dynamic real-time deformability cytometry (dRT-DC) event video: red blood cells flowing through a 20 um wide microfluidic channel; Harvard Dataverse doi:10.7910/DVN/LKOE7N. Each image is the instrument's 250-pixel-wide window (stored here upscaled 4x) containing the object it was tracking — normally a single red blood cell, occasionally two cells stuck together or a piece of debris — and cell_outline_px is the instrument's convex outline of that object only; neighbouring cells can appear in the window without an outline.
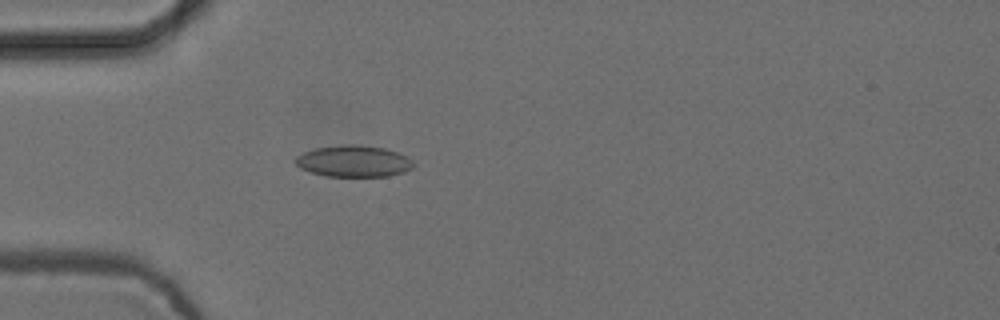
{"species": "common noctule bat (a hibernating species)", "species_latin": "Nyctalus noctula", "temperature_condition": "cold", "stored_images_in_passage": 48, "camera_frame_rate_fps": 3000, "um_per_image_px": 0.085, "animal": {"sex": "female", "body_mass_g": 24.6, "forearm_length_mm": 56.2}, "frame": {"image": 1, "passage_image": 10, "time_ms": 3.0, "image_size_px": [1000, 320], "cell_outline_px": [[416, 164], [412, 168], [404, 172], [388, 176], [324, 176], [300, 168], [292, 160], [296, 156], [304, 152], [316, 148], [340, 144], [352, 144], [384, 148], [396, 152], [412, 160]], "centroid_in_image_um": [30.03, 13.7], "position_along_channel_um": 55.0, "area_um2": 21.68}}
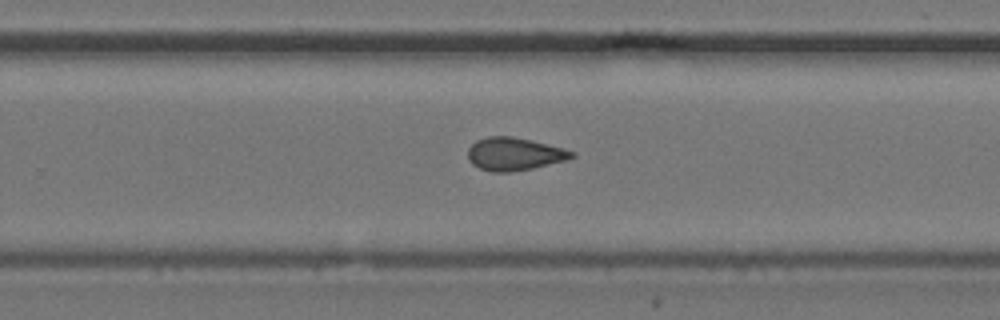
{"frame": {"image": 2, "passage_image": 29, "time_ms": 9.333, "image_size_px": [1000, 320], "cell_outline_px": [[576, 156], [568, 160], [532, 168], [512, 172], [492, 172], [480, 168], [472, 164], [468, 160], [468, 148], [476, 140], [488, 136], [512, 136], [532, 140], [564, 148], [576, 152]], "centroid_in_image_um": [43.74, 13.08], "position_along_channel_um": 286.1, "area_um2": 20.11}}
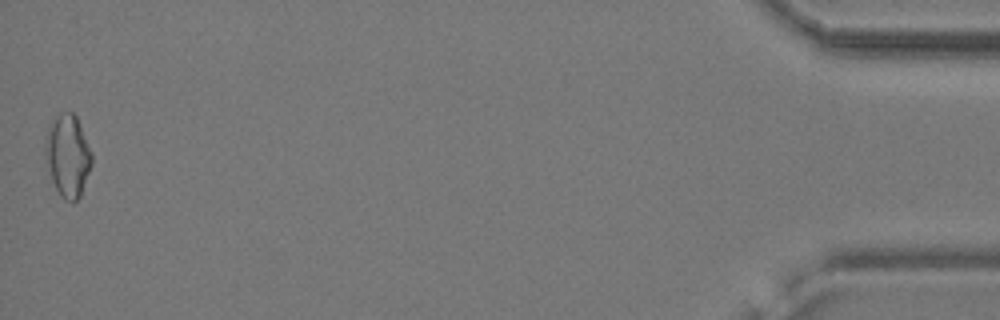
{"frame": {"image": 3, "passage_image": 48, "time_ms": 15.667, "image_size_px": [1000, 320], "cell_outline_px": [[92, 164], [80, 196], [72, 204], [64, 200], [60, 196], [52, 180], [44, 152], [44, 136], [48, 124], [60, 112], [72, 112], [76, 116], [92, 152]], "centroid_in_image_um": [5.74, 13.22], "position_along_channel_um": 429.5, "area_um2": 22.54}, "authors_computed_cell_mechanics": {"area_um2": 20.1144, "velocity_mm_per_s": 3.7625, "shape_relaxation_time_tau1_ms": null, "shape_relaxation_time_tau2_ms": 2.0468, "deformation_change_tau1": null, "deformation_change_tau2": 0.0727}}